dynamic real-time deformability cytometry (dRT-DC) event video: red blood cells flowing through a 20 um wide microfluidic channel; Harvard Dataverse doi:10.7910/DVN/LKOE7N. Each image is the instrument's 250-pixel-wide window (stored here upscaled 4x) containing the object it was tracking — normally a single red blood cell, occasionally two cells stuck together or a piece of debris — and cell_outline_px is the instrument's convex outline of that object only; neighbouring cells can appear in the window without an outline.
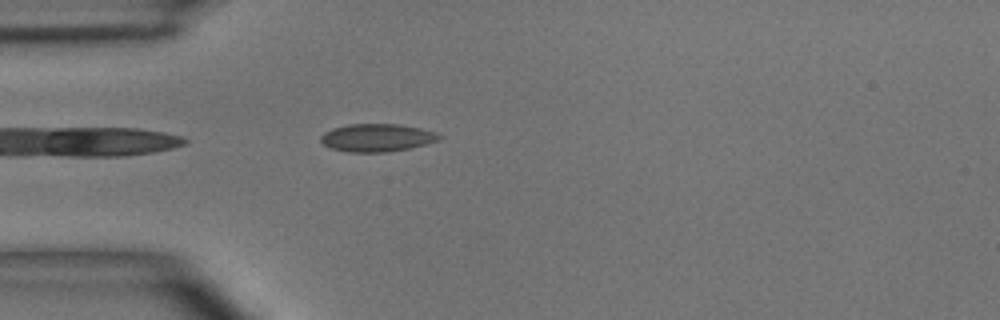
{"species": "common noctule bat (a hibernating species)", "species_latin": "Nyctalus noctula", "temperature_condition": "room temperature", "stored_images_in_passage": 4, "camera_frame_rate_fps": 3000, "um_per_image_px": 0.085, "animal": {"sex": "male", "body_mass_g": 15.6}, "frame": {"image": 1, "passage_image": 4, "time_ms": 4.333, "image_size_px": [1000, 320], "cell_outline_px": [[444, 136], [436, 140], [424, 144], [408, 148], [388, 152], [348, 152], [332, 148], [324, 144], [320, 140], [320, 136], [324, 132], [332, 128], [348, 124], [396, 124], [420, 128], [436, 132]], "centroid_in_image_um": [32.01, 11.7], "position_along_channel_um": 53.0, "area_um2": 19.07}}